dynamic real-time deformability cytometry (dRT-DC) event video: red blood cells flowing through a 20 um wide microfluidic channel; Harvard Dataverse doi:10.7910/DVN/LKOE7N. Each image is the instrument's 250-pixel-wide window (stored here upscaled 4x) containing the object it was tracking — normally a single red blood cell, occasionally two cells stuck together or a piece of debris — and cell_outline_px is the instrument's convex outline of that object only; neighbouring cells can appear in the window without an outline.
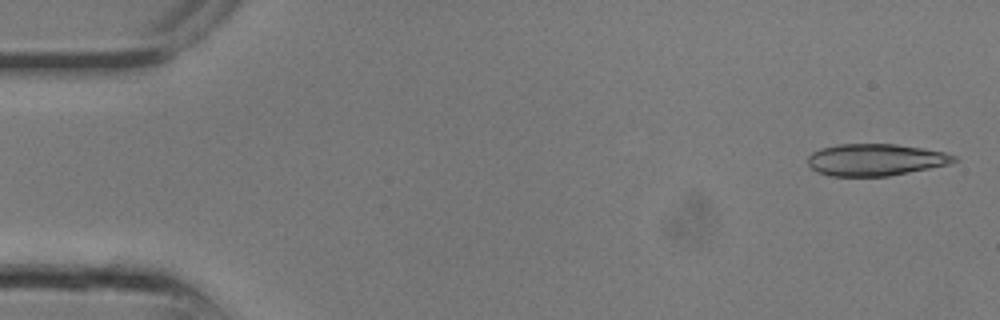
{"species": "common noctule bat (a hibernating species)", "species_latin": "Nyctalus noctula", "temperature_condition": "room temperature", "stored_images_in_passage": 5, "camera_frame_rate_fps": 3000, "um_per_image_px": 0.085, "animal": {"sex": "male", "body_mass_g": 13.3}, "frame": {"image": 1, "passage_image": 1, "time_ms": 0.0, "image_size_px": [1000, 320], "cell_outline_px": [[960, 160], [948, 164], [888, 176], [832, 176], [816, 172], [808, 164], [808, 156], [812, 152], [820, 148], [836, 144], [896, 144], [944, 152], [956, 156]], "centroid_in_image_um": [74.38, 13.57], "position_along_channel_um": 10.6, "area_um2": 27.11}}